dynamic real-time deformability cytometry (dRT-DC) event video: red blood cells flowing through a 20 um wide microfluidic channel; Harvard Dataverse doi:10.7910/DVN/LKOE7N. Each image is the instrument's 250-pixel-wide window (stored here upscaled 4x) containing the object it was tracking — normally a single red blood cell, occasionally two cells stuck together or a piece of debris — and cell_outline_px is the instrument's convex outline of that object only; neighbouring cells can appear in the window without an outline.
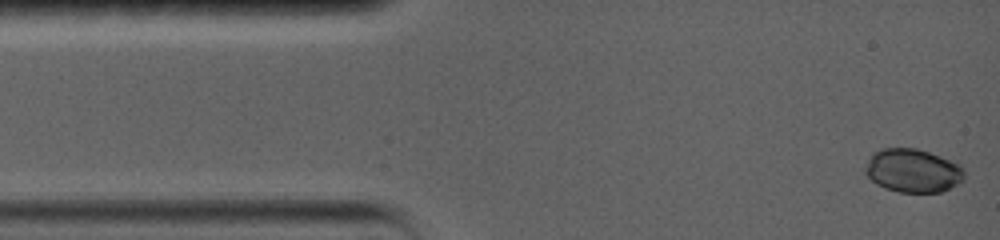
{"species": "common noctule bat (a hibernating species)", "species_latin": "Nyctalus noctula", "temperature_condition": "warm", "stored_images_in_passage": 16, "camera_frame_rate_fps": 5000, "um_per_image_px": 0.085, "animal": {"sex": "female", "body_mass_g": 19.0, "forearm_length_mm": 56.7}, "frame": {"image": 1, "passage_image": 1, "time_ms": 0.0, "image_size_px": [1000, 240], "cell_outline_px": [[964, 180], [960, 184], [940, 192], [900, 192], [884, 188], [876, 184], [864, 172], [864, 168], [868, 160], [880, 148], [916, 148], [928, 152], [960, 164], [964, 168]], "centroid_in_image_um": [77.61, 14.51], "position_along_channel_um": 7.4, "area_um2": 25.14}}
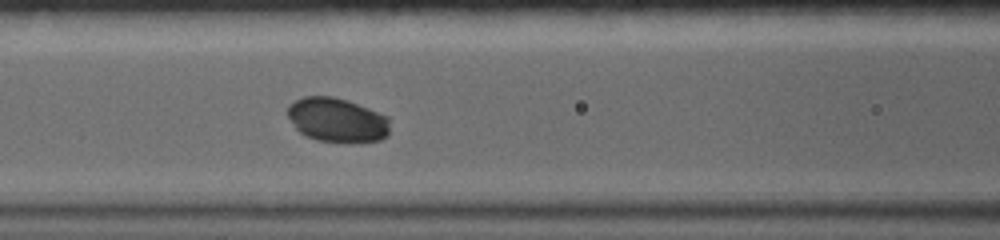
{"frame": {"image": 2, "passage_image": 10, "time_ms": 5.8, "image_size_px": [1000, 240], "cell_outline_px": [[388, 136], [380, 140], [352, 144], [316, 140], [300, 132], [296, 128], [288, 116], [288, 104], [304, 96], [332, 96], [348, 100], [388, 116]], "centroid_in_image_um": [28.67, 10.22], "position_along_channel_um": 137.9, "area_um2": 26.65}}
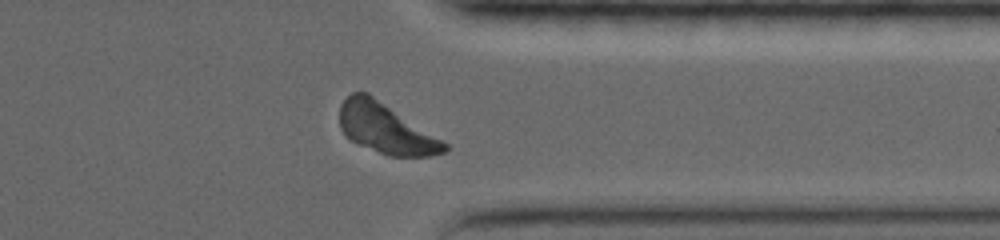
{"frame": {"image": 3, "passage_image": 16, "time_ms": 12.6, "image_size_px": [1000, 240], "cell_outline_px": [[448, 148], [444, 152], [432, 156], [388, 156], [360, 144], [352, 140], [340, 128], [340, 104], [352, 92], [368, 92], [444, 140], [448, 144]], "centroid_in_image_um": [32.83, 10.91], "position_along_channel_um": 378.6, "area_um2": 30.52}}